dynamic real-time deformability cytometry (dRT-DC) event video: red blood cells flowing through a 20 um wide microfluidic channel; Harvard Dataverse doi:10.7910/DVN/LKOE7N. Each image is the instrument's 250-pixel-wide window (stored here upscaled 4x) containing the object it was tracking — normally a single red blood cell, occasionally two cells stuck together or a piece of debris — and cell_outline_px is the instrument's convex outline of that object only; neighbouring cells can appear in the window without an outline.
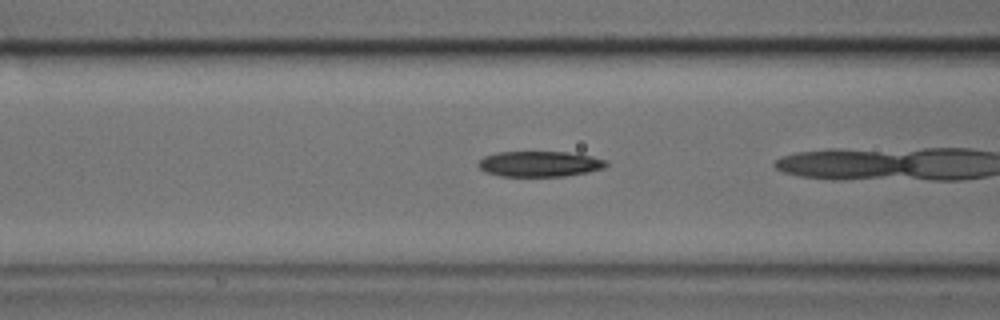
{"species": "common noctule bat (a hibernating species)", "species_latin": "Nyctalus noctula", "temperature_condition": "cold", "stored_images_in_passage": 34, "camera_frame_rate_fps": 3000, "um_per_image_px": 0.085, "animal": {"sex": "male", "body_mass_g": 17.9, "forearm_length_mm": 54.2}, "frame": {"image": 1, "passage_image": 15, "time_ms": 4.667, "image_size_px": [1000, 320], "cell_outline_px": [[608, 164], [604, 168], [588, 172], [564, 176], [500, 176], [484, 172], [476, 164], [484, 156], [496, 152], [568, 152], [592, 156], [608, 160]], "centroid_in_image_um": [45.87, 13.93], "position_along_channel_um": 120.7, "area_um2": 19.19}}